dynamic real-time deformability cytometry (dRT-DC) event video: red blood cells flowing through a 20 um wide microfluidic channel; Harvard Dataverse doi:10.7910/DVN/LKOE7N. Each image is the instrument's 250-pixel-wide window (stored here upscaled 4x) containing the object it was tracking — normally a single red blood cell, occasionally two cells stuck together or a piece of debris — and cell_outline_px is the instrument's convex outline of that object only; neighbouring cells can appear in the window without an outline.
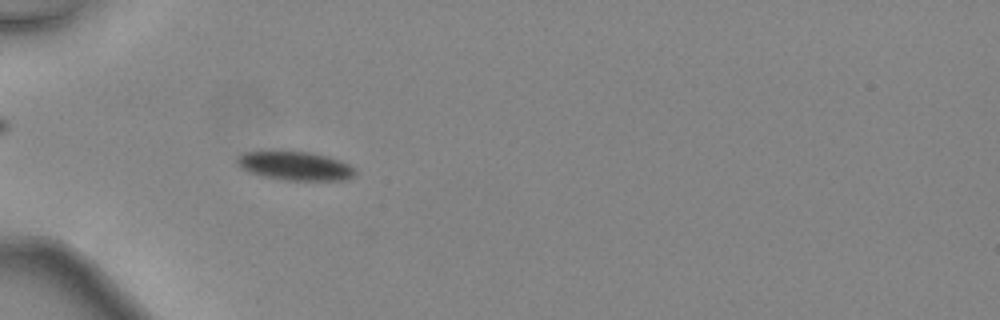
{"species": "common noctule bat (a hibernating species)", "species_latin": "Nyctalus noctula", "temperature_condition": "warm", "stored_images_in_passage": 42, "camera_frame_rate_fps": 3000, "um_per_image_px": 0.085, "animal": {"sex": "female", "body_mass_g": 24.6, "forearm_length_mm": 56.2}, "frame": {"image": 1, "passage_image": 11, "time_ms": 3.333, "image_size_px": [1000, 320], "cell_outline_px": [[356, 172], [348, 180], [284, 180], [264, 176], [248, 172], [240, 168], [236, 164], [236, 156], [244, 152], [308, 152], [328, 156], [348, 164], [356, 168]], "centroid_in_image_um": [25.07, 14.11], "position_along_channel_um": 59.9, "area_um2": 19.71}}
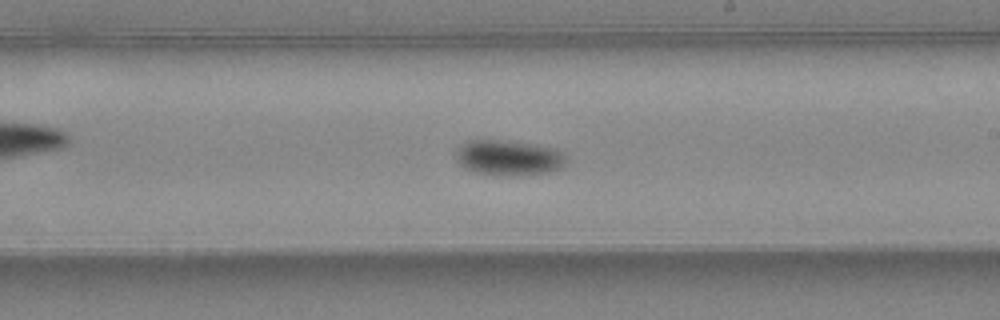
{"frame": {"image": 2, "passage_image": 24, "time_ms": 7.667, "image_size_px": [1000, 320], "cell_outline_px": [[568, 160], [560, 168], [552, 172], [524, 176], [496, 176], [476, 172], [464, 168], [456, 160], [456, 152], [464, 144], [472, 140], [496, 140], [532, 144], [556, 148], [564, 152]], "centroid_in_image_um": [43.3, 13.44], "position_along_channel_um": 245.7, "area_um2": 23.0}}
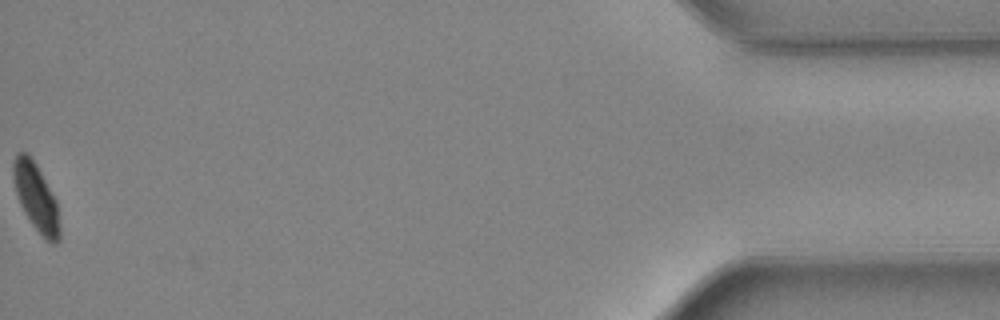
{"frame": {"image": 3, "passage_image": 42, "time_ms": 13.667, "image_size_px": [1000, 320], "cell_outline_px": [[60, 240], [56, 244], [52, 244], [44, 240], [32, 224], [24, 212], [20, 204], [16, 192], [12, 176], [12, 164], [16, 152], [24, 152], [36, 164], [56, 200], [60, 228]], "centroid_in_image_um": [3.06, 16.82], "position_along_channel_um": 432.1, "area_um2": 18.26}, "authors_computed_cell_mechanics": {"area_um2": 19.9988, "velocity_mm_per_s": 4.535, "shape_relaxation_time_tau1_ms": 2.5992, "shape_relaxation_time_tau2_ms": null, "deformation_change_tau1": 0.0919, "deformation_change_tau2": null}}